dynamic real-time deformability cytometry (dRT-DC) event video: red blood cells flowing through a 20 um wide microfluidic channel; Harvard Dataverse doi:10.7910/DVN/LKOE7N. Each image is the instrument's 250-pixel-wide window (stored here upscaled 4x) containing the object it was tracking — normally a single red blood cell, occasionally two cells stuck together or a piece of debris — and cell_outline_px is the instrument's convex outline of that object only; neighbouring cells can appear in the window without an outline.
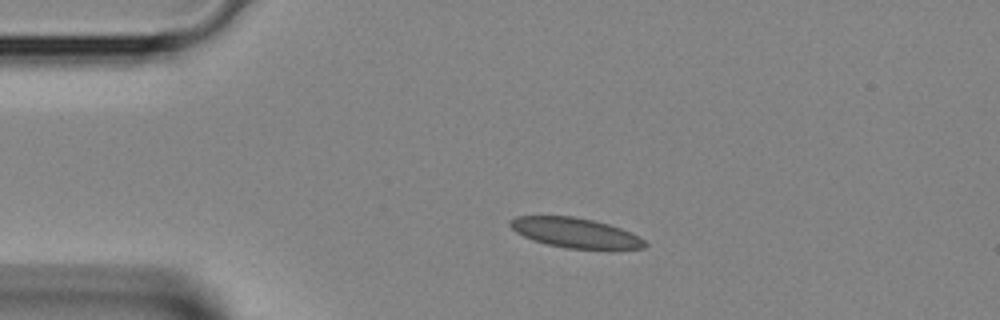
{"species": "Egyptian fruit bat (a non-hibernating species)", "species_latin": "Rousettus aegyptiacus", "temperature_condition": "room temperature", "stored_images_in_passage": 4, "camera_frame_rate_fps": 3000, "um_per_image_px": 0.085, "animal": {"sex": "female"}, "frame": {"image": 1, "passage_image": 3, "time_ms": 0.667, "image_size_px": [1000, 320], "cell_outline_px": [[648, 244], [644, 248], [612, 252], [608, 252], [564, 248], [532, 240], [516, 232], [508, 224], [516, 216], [572, 216], [592, 220], [608, 224], [632, 232], [640, 236]], "centroid_in_image_um": [49.03, 19.85], "position_along_channel_um": 36.0, "area_um2": 24.33}}